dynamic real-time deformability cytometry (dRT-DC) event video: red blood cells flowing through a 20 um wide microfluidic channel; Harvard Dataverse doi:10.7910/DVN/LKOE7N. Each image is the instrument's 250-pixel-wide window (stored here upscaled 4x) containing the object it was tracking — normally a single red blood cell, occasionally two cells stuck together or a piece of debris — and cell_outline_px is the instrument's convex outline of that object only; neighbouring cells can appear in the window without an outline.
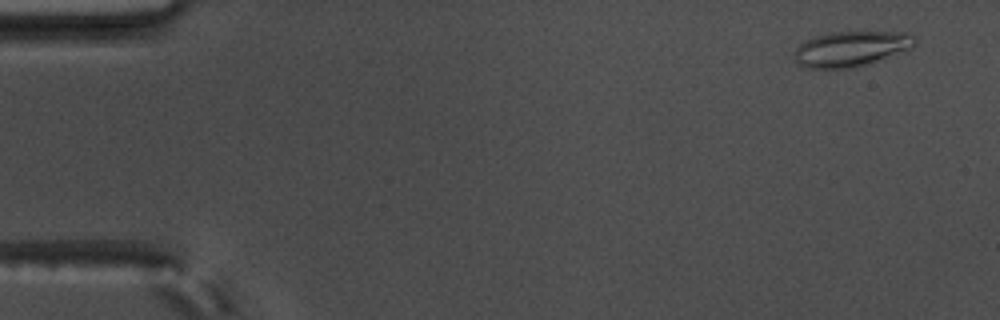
{"species": "common noctule bat (a hibernating species)", "species_latin": "Nyctalus noctula", "temperature_condition": "warm", "stored_images_in_passage": 57, "camera_frame_rate_fps": 3000, "um_per_image_px": 0.085, "animal": {"sex": "male", "body_mass_g": 17.5, "forearm_length_mm": 52.3}, "frame": {"image": 1, "passage_image": 4, "time_ms": 1.0, "image_size_px": [1000, 320], "cell_outline_px": [[916, 40], [912, 48], [852, 68], [808, 68], [796, 64], [792, 56], [792, 52], [804, 40], [828, 32], [908, 32]], "centroid_in_image_um": [72.25, 4.14], "position_along_channel_um": 12.7, "area_um2": 24.68}}
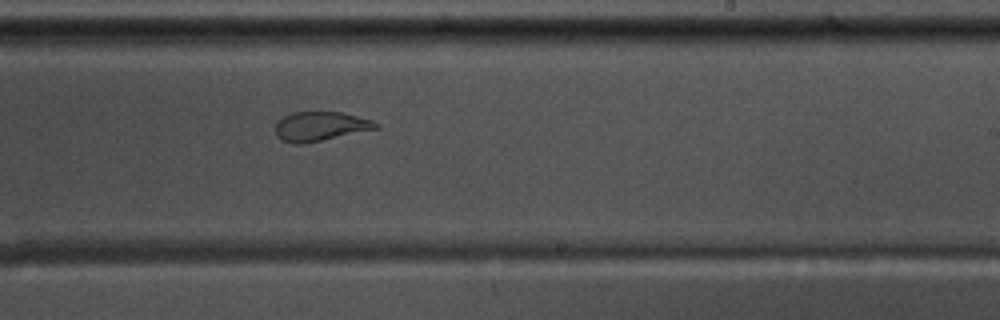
{"frame": {"image": 2, "passage_image": 35, "time_ms": 11.333, "image_size_px": [1000, 320], "cell_outline_px": [[380, 128], [304, 144], [296, 144], [284, 140], [276, 136], [276, 120], [292, 112], [340, 112], [372, 120], [380, 124]], "centroid_in_image_um": [27.23, 10.74], "position_along_channel_um": 261.8, "area_um2": 17.17}}
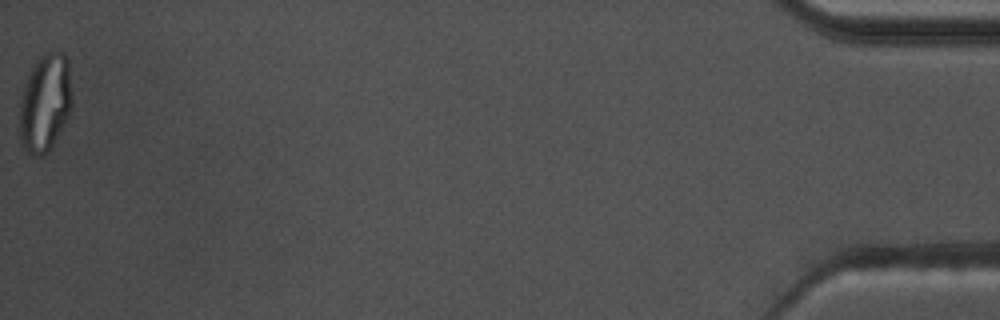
{"frame": {"image": 3, "passage_image": 57, "time_ms": 18.667, "image_size_px": [1000, 320], "cell_outline_px": [[72, 108], [64, 124], [48, 152], [40, 156], [36, 156], [28, 152], [20, 144], [20, 96], [24, 84], [36, 60], [44, 52], [52, 48], [56, 48], [64, 52], [68, 60], [72, 92]], "centroid_in_image_um": [3.85, 8.67], "position_along_channel_um": 431.4, "area_um2": 30.46}, "authors_computed_cell_mechanics": {"area_um2": 21.7906, "velocity_mm_per_s": 3.6463, "shape_relaxation_time_tau1_ms": null, "shape_relaxation_time_tau2_ms": 1.121, "deformation_change_tau1": null, "deformation_change_tau2": 0.0642}}